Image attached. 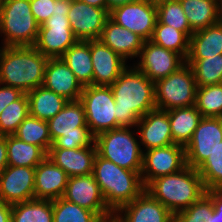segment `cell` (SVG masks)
<instances>
[{
    "mask_svg": "<svg viewBox=\"0 0 222 222\" xmlns=\"http://www.w3.org/2000/svg\"><path fill=\"white\" fill-rule=\"evenodd\" d=\"M110 88L115 99L118 128L135 127L141 117L156 108L155 83L135 65L127 67Z\"/></svg>",
    "mask_w": 222,
    "mask_h": 222,
    "instance_id": "1",
    "label": "cell"
},
{
    "mask_svg": "<svg viewBox=\"0 0 222 222\" xmlns=\"http://www.w3.org/2000/svg\"><path fill=\"white\" fill-rule=\"evenodd\" d=\"M0 49V83L23 93L42 86L48 57L34 46H2Z\"/></svg>",
    "mask_w": 222,
    "mask_h": 222,
    "instance_id": "2",
    "label": "cell"
},
{
    "mask_svg": "<svg viewBox=\"0 0 222 222\" xmlns=\"http://www.w3.org/2000/svg\"><path fill=\"white\" fill-rule=\"evenodd\" d=\"M145 190L174 215L198 201L207 191L198 170L187 165L178 172L152 180Z\"/></svg>",
    "mask_w": 222,
    "mask_h": 222,
    "instance_id": "3",
    "label": "cell"
},
{
    "mask_svg": "<svg viewBox=\"0 0 222 222\" xmlns=\"http://www.w3.org/2000/svg\"><path fill=\"white\" fill-rule=\"evenodd\" d=\"M92 174L107 207L113 213L136 199L145 190L141 173L121 168L98 153Z\"/></svg>",
    "mask_w": 222,
    "mask_h": 222,
    "instance_id": "4",
    "label": "cell"
},
{
    "mask_svg": "<svg viewBox=\"0 0 222 222\" xmlns=\"http://www.w3.org/2000/svg\"><path fill=\"white\" fill-rule=\"evenodd\" d=\"M39 31L30 0H0V33L3 46H34Z\"/></svg>",
    "mask_w": 222,
    "mask_h": 222,
    "instance_id": "5",
    "label": "cell"
},
{
    "mask_svg": "<svg viewBox=\"0 0 222 222\" xmlns=\"http://www.w3.org/2000/svg\"><path fill=\"white\" fill-rule=\"evenodd\" d=\"M72 0H56L54 13L39 25L34 47L48 58H60L79 40L71 30L68 20Z\"/></svg>",
    "mask_w": 222,
    "mask_h": 222,
    "instance_id": "6",
    "label": "cell"
},
{
    "mask_svg": "<svg viewBox=\"0 0 222 222\" xmlns=\"http://www.w3.org/2000/svg\"><path fill=\"white\" fill-rule=\"evenodd\" d=\"M130 127H120L95 137L97 153L121 168L141 173L143 149Z\"/></svg>",
    "mask_w": 222,
    "mask_h": 222,
    "instance_id": "7",
    "label": "cell"
},
{
    "mask_svg": "<svg viewBox=\"0 0 222 222\" xmlns=\"http://www.w3.org/2000/svg\"><path fill=\"white\" fill-rule=\"evenodd\" d=\"M196 90L193 70L185 63L169 76L155 82L156 108L168 111L195 105Z\"/></svg>",
    "mask_w": 222,
    "mask_h": 222,
    "instance_id": "8",
    "label": "cell"
},
{
    "mask_svg": "<svg viewBox=\"0 0 222 222\" xmlns=\"http://www.w3.org/2000/svg\"><path fill=\"white\" fill-rule=\"evenodd\" d=\"M80 101L84 105L86 125L94 137L118 128L115 99L110 86H84Z\"/></svg>",
    "mask_w": 222,
    "mask_h": 222,
    "instance_id": "9",
    "label": "cell"
},
{
    "mask_svg": "<svg viewBox=\"0 0 222 222\" xmlns=\"http://www.w3.org/2000/svg\"><path fill=\"white\" fill-rule=\"evenodd\" d=\"M185 146L171 144L143 152L141 177L146 187L152 180L182 170L186 166Z\"/></svg>",
    "mask_w": 222,
    "mask_h": 222,
    "instance_id": "10",
    "label": "cell"
},
{
    "mask_svg": "<svg viewBox=\"0 0 222 222\" xmlns=\"http://www.w3.org/2000/svg\"><path fill=\"white\" fill-rule=\"evenodd\" d=\"M109 17L144 41H148L157 22V7L149 0H141L114 8L109 12Z\"/></svg>",
    "mask_w": 222,
    "mask_h": 222,
    "instance_id": "11",
    "label": "cell"
},
{
    "mask_svg": "<svg viewBox=\"0 0 222 222\" xmlns=\"http://www.w3.org/2000/svg\"><path fill=\"white\" fill-rule=\"evenodd\" d=\"M221 141L222 127L218 117H202L185 146L187 166L198 169Z\"/></svg>",
    "mask_w": 222,
    "mask_h": 222,
    "instance_id": "12",
    "label": "cell"
},
{
    "mask_svg": "<svg viewBox=\"0 0 222 222\" xmlns=\"http://www.w3.org/2000/svg\"><path fill=\"white\" fill-rule=\"evenodd\" d=\"M63 198L96 212L105 222L113 220L114 213L107 207L93 174L69 177Z\"/></svg>",
    "mask_w": 222,
    "mask_h": 222,
    "instance_id": "13",
    "label": "cell"
},
{
    "mask_svg": "<svg viewBox=\"0 0 222 222\" xmlns=\"http://www.w3.org/2000/svg\"><path fill=\"white\" fill-rule=\"evenodd\" d=\"M136 68L154 83L178 70L186 60L176 52L161 47L152 41H144Z\"/></svg>",
    "mask_w": 222,
    "mask_h": 222,
    "instance_id": "14",
    "label": "cell"
},
{
    "mask_svg": "<svg viewBox=\"0 0 222 222\" xmlns=\"http://www.w3.org/2000/svg\"><path fill=\"white\" fill-rule=\"evenodd\" d=\"M67 17L79 41L98 40L109 18V11L81 0H72Z\"/></svg>",
    "mask_w": 222,
    "mask_h": 222,
    "instance_id": "15",
    "label": "cell"
},
{
    "mask_svg": "<svg viewBox=\"0 0 222 222\" xmlns=\"http://www.w3.org/2000/svg\"><path fill=\"white\" fill-rule=\"evenodd\" d=\"M35 167L8 165L0 173V200L15 204L35 199Z\"/></svg>",
    "mask_w": 222,
    "mask_h": 222,
    "instance_id": "16",
    "label": "cell"
},
{
    "mask_svg": "<svg viewBox=\"0 0 222 222\" xmlns=\"http://www.w3.org/2000/svg\"><path fill=\"white\" fill-rule=\"evenodd\" d=\"M112 221L174 222V214L144 190L136 199L119 208L114 213Z\"/></svg>",
    "mask_w": 222,
    "mask_h": 222,
    "instance_id": "17",
    "label": "cell"
},
{
    "mask_svg": "<svg viewBox=\"0 0 222 222\" xmlns=\"http://www.w3.org/2000/svg\"><path fill=\"white\" fill-rule=\"evenodd\" d=\"M90 53L93 85L110 86L128 67L126 60L99 39L90 40Z\"/></svg>",
    "mask_w": 222,
    "mask_h": 222,
    "instance_id": "18",
    "label": "cell"
},
{
    "mask_svg": "<svg viewBox=\"0 0 222 222\" xmlns=\"http://www.w3.org/2000/svg\"><path fill=\"white\" fill-rule=\"evenodd\" d=\"M135 127L144 151L174 144L168 111L155 108L141 117Z\"/></svg>",
    "mask_w": 222,
    "mask_h": 222,
    "instance_id": "19",
    "label": "cell"
},
{
    "mask_svg": "<svg viewBox=\"0 0 222 222\" xmlns=\"http://www.w3.org/2000/svg\"><path fill=\"white\" fill-rule=\"evenodd\" d=\"M43 86L68 101L80 100L82 84L61 58H49L45 66Z\"/></svg>",
    "mask_w": 222,
    "mask_h": 222,
    "instance_id": "20",
    "label": "cell"
},
{
    "mask_svg": "<svg viewBox=\"0 0 222 222\" xmlns=\"http://www.w3.org/2000/svg\"><path fill=\"white\" fill-rule=\"evenodd\" d=\"M96 155V146L74 149L50 148L47 153V157L69 177L92 174Z\"/></svg>",
    "mask_w": 222,
    "mask_h": 222,
    "instance_id": "21",
    "label": "cell"
},
{
    "mask_svg": "<svg viewBox=\"0 0 222 222\" xmlns=\"http://www.w3.org/2000/svg\"><path fill=\"white\" fill-rule=\"evenodd\" d=\"M69 176L46 157L35 167V199L55 200L63 197Z\"/></svg>",
    "mask_w": 222,
    "mask_h": 222,
    "instance_id": "22",
    "label": "cell"
},
{
    "mask_svg": "<svg viewBox=\"0 0 222 222\" xmlns=\"http://www.w3.org/2000/svg\"><path fill=\"white\" fill-rule=\"evenodd\" d=\"M99 40L109 46L124 60L138 57L144 43V40L140 36L120 26L110 17L105 23Z\"/></svg>",
    "mask_w": 222,
    "mask_h": 222,
    "instance_id": "23",
    "label": "cell"
},
{
    "mask_svg": "<svg viewBox=\"0 0 222 222\" xmlns=\"http://www.w3.org/2000/svg\"><path fill=\"white\" fill-rule=\"evenodd\" d=\"M47 123L52 143L63 134L79 133V127H88L84 105L80 100L68 101L64 108Z\"/></svg>",
    "mask_w": 222,
    "mask_h": 222,
    "instance_id": "24",
    "label": "cell"
},
{
    "mask_svg": "<svg viewBox=\"0 0 222 222\" xmlns=\"http://www.w3.org/2000/svg\"><path fill=\"white\" fill-rule=\"evenodd\" d=\"M222 54V24L215 23L195 31L190 37L186 60H200Z\"/></svg>",
    "mask_w": 222,
    "mask_h": 222,
    "instance_id": "25",
    "label": "cell"
},
{
    "mask_svg": "<svg viewBox=\"0 0 222 222\" xmlns=\"http://www.w3.org/2000/svg\"><path fill=\"white\" fill-rule=\"evenodd\" d=\"M168 117L173 142L186 146L202 118L201 113L192 105L168 110Z\"/></svg>",
    "mask_w": 222,
    "mask_h": 222,
    "instance_id": "26",
    "label": "cell"
},
{
    "mask_svg": "<svg viewBox=\"0 0 222 222\" xmlns=\"http://www.w3.org/2000/svg\"><path fill=\"white\" fill-rule=\"evenodd\" d=\"M72 70L82 86L93 85V65L90 53V40L78 41L61 57Z\"/></svg>",
    "mask_w": 222,
    "mask_h": 222,
    "instance_id": "27",
    "label": "cell"
},
{
    "mask_svg": "<svg viewBox=\"0 0 222 222\" xmlns=\"http://www.w3.org/2000/svg\"><path fill=\"white\" fill-rule=\"evenodd\" d=\"M30 115L48 121L59 113L68 100L43 85L27 93Z\"/></svg>",
    "mask_w": 222,
    "mask_h": 222,
    "instance_id": "28",
    "label": "cell"
},
{
    "mask_svg": "<svg viewBox=\"0 0 222 222\" xmlns=\"http://www.w3.org/2000/svg\"><path fill=\"white\" fill-rule=\"evenodd\" d=\"M6 146L10 166L36 167L47 157L41 147L26 143L14 135H6Z\"/></svg>",
    "mask_w": 222,
    "mask_h": 222,
    "instance_id": "29",
    "label": "cell"
},
{
    "mask_svg": "<svg viewBox=\"0 0 222 222\" xmlns=\"http://www.w3.org/2000/svg\"><path fill=\"white\" fill-rule=\"evenodd\" d=\"M193 32L218 22L216 0H179Z\"/></svg>",
    "mask_w": 222,
    "mask_h": 222,
    "instance_id": "30",
    "label": "cell"
},
{
    "mask_svg": "<svg viewBox=\"0 0 222 222\" xmlns=\"http://www.w3.org/2000/svg\"><path fill=\"white\" fill-rule=\"evenodd\" d=\"M11 222H53L52 201L32 199L12 204Z\"/></svg>",
    "mask_w": 222,
    "mask_h": 222,
    "instance_id": "31",
    "label": "cell"
},
{
    "mask_svg": "<svg viewBox=\"0 0 222 222\" xmlns=\"http://www.w3.org/2000/svg\"><path fill=\"white\" fill-rule=\"evenodd\" d=\"M13 135L26 143L41 147L46 153L52 145L47 121L40 120L30 114L18 126Z\"/></svg>",
    "mask_w": 222,
    "mask_h": 222,
    "instance_id": "32",
    "label": "cell"
},
{
    "mask_svg": "<svg viewBox=\"0 0 222 222\" xmlns=\"http://www.w3.org/2000/svg\"><path fill=\"white\" fill-rule=\"evenodd\" d=\"M150 41L180 54L185 60L188 56L190 38L182 31L162 24L158 19Z\"/></svg>",
    "mask_w": 222,
    "mask_h": 222,
    "instance_id": "33",
    "label": "cell"
},
{
    "mask_svg": "<svg viewBox=\"0 0 222 222\" xmlns=\"http://www.w3.org/2000/svg\"><path fill=\"white\" fill-rule=\"evenodd\" d=\"M191 66L197 87L222 83V54L200 60H186Z\"/></svg>",
    "mask_w": 222,
    "mask_h": 222,
    "instance_id": "34",
    "label": "cell"
},
{
    "mask_svg": "<svg viewBox=\"0 0 222 222\" xmlns=\"http://www.w3.org/2000/svg\"><path fill=\"white\" fill-rule=\"evenodd\" d=\"M53 222H105L96 212L69 202L63 197L52 200Z\"/></svg>",
    "mask_w": 222,
    "mask_h": 222,
    "instance_id": "35",
    "label": "cell"
},
{
    "mask_svg": "<svg viewBox=\"0 0 222 222\" xmlns=\"http://www.w3.org/2000/svg\"><path fill=\"white\" fill-rule=\"evenodd\" d=\"M29 114V100L27 94L24 93L18 100L7 105L1 112L0 135H13Z\"/></svg>",
    "mask_w": 222,
    "mask_h": 222,
    "instance_id": "36",
    "label": "cell"
},
{
    "mask_svg": "<svg viewBox=\"0 0 222 222\" xmlns=\"http://www.w3.org/2000/svg\"><path fill=\"white\" fill-rule=\"evenodd\" d=\"M194 106L202 117L222 116V83L197 87Z\"/></svg>",
    "mask_w": 222,
    "mask_h": 222,
    "instance_id": "37",
    "label": "cell"
},
{
    "mask_svg": "<svg viewBox=\"0 0 222 222\" xmlns=\"http://www.w3.org/2000/svg\"><path fill=\"white\" fill-rule=\"evenodd\" d=\"M157 19L165 25L182 31L189 38L194 33L189 26L186 15L179 0H166L156 4Z\"/></svg>",
    "mask_w": 222,
    "mask_h": 222,
    "instance_id": "38",
    "label": "cell"
},
{
    "mask_svg": "<svg viewBox=\"0 0 222 222\" xmlns=\"http://www.w3.org/2000/svg\"><path fill=\"white\" fill-rule=\"evenodd\" d=\"M197 170L206 190L222 189V141Z\"/></svg>",
    "mask_w": 222,
    "mask_h": 222,
    "instance_id": "39",
    "label": "cell"
},
{
    "mask_svg": "<svg viewBox=\"0 0 222 222\" xmlns=\"http://www.w3.org/2000/svg\"><path fill=\"white\" fill-rule=\"evenodd\" d=\"M213 211L212 199L207 194H204L191 206L177 212L174 215V222H207Z\"/></svg>",
    "mask_w": 222,
    "mask_h": 222,
    "instance_id": "40",
    "label": "cell"
},
{
    "mask_svg": "<svg viewBox=\"0 0 222 222\" xmlns=\"http://www.w3.org/2000/svg\"><path fill=\"white\" fill-rule=\"evenodd\" d=\"M95 137L89 130V127H79V133L63 134L57 138L50 148L74 149L86 146H96Z\"/></svg>",
    "mask_w": 222,
    "mask_h": 222,
    "instance_id": "41",
    "label": "cell"
},
{
    "mask_svg": "<svg viewBox=\"0 0 222 222\" xmlns=\"http://www.w3.org/2000/svg\"><path fill=\"white\" fill-rule=\"evenodd\" d=\"M55 2L56 0H30L32 14L39 25L54 13Z\"/></svg>",
    "mask_w": 222,
    "mask_h": 222,
    "instance_id": "42",
    "label": "cell"
},
{
    "mask_svg": "<svg viewBox=\"0 0 222 222\" xmlns=\"http://www.w3.org/2000/svg\"><path fill=\"white\" fill-rule=\"evenodd\" d=\"M23 94L24 93L18 88L0 83V114L7 105L18 100Z\"/></svg>",
    "mask_w": 222,
    "mask_h": 222,
    "instance_id": "43",
    "label": "cell"
},
{
    "mask_svg": "<svg viewBox=\"0 0 222 222\" xmlns=\"http://www.w3.org/2000/svg\"><path fill=\"white\" fill-rule=\"evenodd\" d=\"M206 194L212 199L214 211L207 222H222V189L207 190Z\"/></svg>",
    "mask_w": 222,
    "mask_h": 222,
    "instance_id": "44",
    "label": "cell"
},
{
    "mask_svg": "<svg viewBox=\"0 0 222 222\" xmlns=\"http://www.w3.org/2000/svg\"><path fill=\"white\" fill-rule=\"evenodd\" d=\"M8 166L6 136L0 135V173Z\"/></svg>",
    "mask_w": 222,
    "mask_h": 222,
    "instance_id": "45",
    "label": "cell"
},
{
    "mask_svg": "<svg viewBox=\"0 0 222 222\" xmlns=\"http://www.w3.org/2000/svg\"><path fill=\"white\" fill-rule=\"evenodd\" d=\"M12 205L0 200V222H11Z\"/></svg>",
    "mask_w": 222,
    "mask_h": 222,
    "instance_id": "46",
    "label": "cell"
},
{
    "mask_svg": "<svg viewBox=\"0 0 222 222\" xmlns=\"http://www.w3.org/2000/svg\"><path fill=\"white\" fill-rule=\"evenodd\" d=\"M106 1H107V10L110 12L116 7H119L125 4L138 2L141 0H106Z\"/></svg>",
    "mask_w": 222,
    "mask_h": 222,
    "instance_id": "47",
    "label": "cell"
},
{
    "mask_svg": "<svg viewBox=\"0 0 222 222\" xmlns=\"http://www.w3.org/2000/svg\"><path fill=\"white\" fill-rule=\"evenodd\" d=\"M81 1L85 2L86 4L91 5V6L107 9V1L106 0H81Z\"/></svg>",
    "mask_w": 222,
    "mask_h": 222,
    "instance_id": "48",
    "label": "cell"
},
{
    "mask_svg": "<svg viewBox=\"0 0 222 222\" xmlns=\"http://www.w3.org/2000/svg\"><path fill=\"white\" fill-rule=\"evenodd\" d=\"M217 1V16H218V23L222 24V0Z\"/></svg>",
    "mask_w": 222,
    "mask_h": 222,
    "instance_id": "49",
    "label": "cell"
},
{
    "mask_svg": "<svg viewBox=\"0 0 222 222\" xmlns=\"http://www.w3.org/2000/svg\"><path fill=\"white\" fill-rule=\"evenodd\" d=\"M149 1L153 2L154 4H158V3L162 2V1H166V0H149Z\"/></svg>",
    "mask_w": 222,
    "mask_h": 222,
    "instance_id": "50",
    "label": "cell"
},
{
    "mask_svg": "<svg viewBox=\"0 0 222 222\" xmlns=\"http://www.w3.org/2000/svg\"><path fill=\"white\" fill-rule=\"evenodd\" d=\"M218 119H219L221 127H222V116H219Z\"/></svg>",
    "mask_w": 222,
    "mask_h": 222,
    "instance_id": "51",
    "label": "cell"
}]
</instances>
